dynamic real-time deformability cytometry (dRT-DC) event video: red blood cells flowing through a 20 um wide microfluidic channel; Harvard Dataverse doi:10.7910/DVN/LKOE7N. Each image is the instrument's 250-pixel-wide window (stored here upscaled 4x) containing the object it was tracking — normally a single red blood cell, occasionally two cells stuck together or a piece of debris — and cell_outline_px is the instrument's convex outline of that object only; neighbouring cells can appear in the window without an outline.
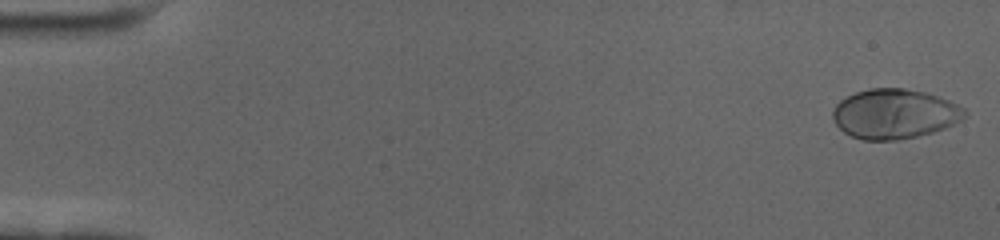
{"species": "human", "species_latin": "Homo sapiens", "temperature_condition": "cold", "stored_images_in_passage": 58, "camera_frame_rate_fps": 3000, "um_per_image_px": 0.085, "donor": {"sex": "female"}, "frame": {"image": 1, "passage_image": 1, "time_ms": 0.0, "image_size_px": [1000, 240], "cell_outline_px": [[968, 116], [964, 120], [944, 128], [932, 132], [916, 136], [896, 140], [864, 140], [852, 136], [844, 132], [836, 124], [832, 116], [832, 112], [836, 104], [840, 100], [856, 92], [868, 88], [904, 88], [924, 92], [948, 100], [964, 108], [968, 112]], "centroid_in_image_um": [76.05, 9.68], "position_along_channel_um": 8.9, "area_um2": 38.26}}
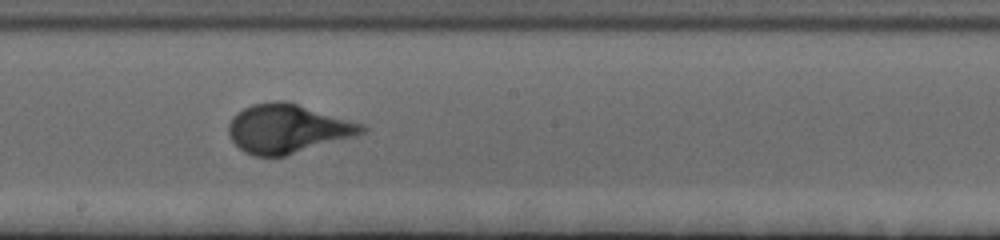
{"frame": {"image": 2, "passage_image": 33, "time_ms": 10.667, "image_size_px": [1000, 240], "cell_outline_px": [[368, 128], [364, 132], [356, 136], [284, 156], [256, 156], [244, 152], [228, 136], [228, 124], [232, 116], [236, 112], [252, 104], [276, 100], [284, 100], [364, 124]], "centroid_in_image_um": [24.42, 10.93], "position_along_channel_um": 223.8, "area_um2": 37.92}}
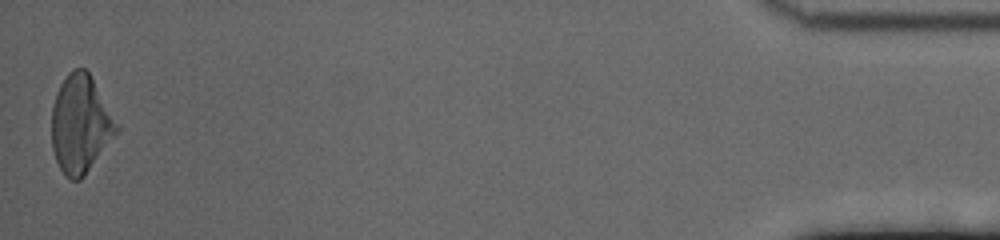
{"frame": {"image": 3, "passage_image": 58, "time_ms": 19.0, "image_size_px": [1000, 240], "cell_outline_px": [[120, 128], [84, 176], [80, 180], [72, 180], [64, 176], [56, 160], [52, 148], [52, 104], [56, 92], [60, 84], [68, 72], [76, 68], [84, 68], [88, 72], [120, 124]], "centroid_in_image_um": [6.84, 10.55], "position_along_channel_um": 428.4, "area_um2": 36.99}, "authors_computed_cell_mechanics": {"area_um2": 36.5585, "velocity_mm_per_s": 3.4635, "shape_relaxation_time_tau1_ms": 3.0832, "shape_relaxation_time_tau2_ms": null, "deformation_change_tau1": 0.1953, "deformation_change_tau2": null}}